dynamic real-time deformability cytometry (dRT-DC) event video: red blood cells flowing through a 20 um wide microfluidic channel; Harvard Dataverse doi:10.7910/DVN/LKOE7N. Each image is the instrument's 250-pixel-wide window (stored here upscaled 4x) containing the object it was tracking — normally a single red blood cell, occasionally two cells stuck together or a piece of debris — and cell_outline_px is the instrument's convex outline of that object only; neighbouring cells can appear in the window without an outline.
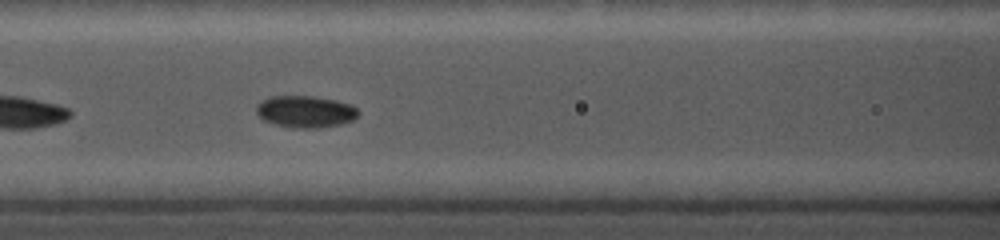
{"species": "common noctule bat (a hibernating species)", "species_latin": "Nyctalus noctula", "temperature_condition": "cold", "stored_images_in_passage": 58, "camera_frame_rate_fps": 5000, "um_per_image_px": 0.085, "animal": {"sex": "female", "body_mass_g": 19.0, "forearm_length_mm": 56.7}, "frame": {"image": 1, "passage_image": 16, "time_ms": 2.6, "image_size_px": [1000, 240], "cell_outline_px": [[360, 112], [352, 120], [340, 124], [320, 128], [288, 128], [264, 120], [256, 112], [256, 104], [260, 100], [268, 96], [312, 96], [336, 100], [352, 104]], "centroid_in_image_um": [25.94, 9.48], "position_along_channel_um": 140.7, "area_um2": 19.13}}